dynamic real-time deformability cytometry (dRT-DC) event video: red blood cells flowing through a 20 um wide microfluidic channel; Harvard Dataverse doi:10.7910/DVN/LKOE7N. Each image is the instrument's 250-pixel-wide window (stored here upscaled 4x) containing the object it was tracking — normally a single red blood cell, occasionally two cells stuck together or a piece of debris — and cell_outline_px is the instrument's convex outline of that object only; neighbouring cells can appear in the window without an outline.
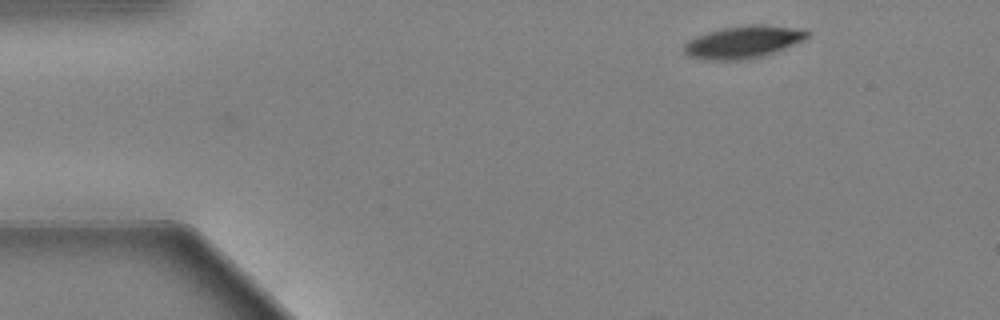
{"species": "Egyptian fruit bat (a non-hibernating species)", "species_latin": "Rousettus aegyptiacus", "temperature_condition": "warm", "stored_images_in_passage": 2, "camera_frame_rate_fps": 3000, "um_per_image_px": 0.085, "animal": {"sex": "female"}, "frame": {"image": 1, "passage_image": 2, "time_ms": 0.333, "image_size_px": [1000, 320], "cell_outline_px": [[808, 36], [804, 40], [764, 56], [740, 60], [708, 60], [688, 56], [684, 52], [684, 44], [688, 40], [696, 36], [720, 28], [752, 24], [764, 24], [804, 28], [808, 32]], "centroid_in_image_um": [63.18, 3.56], "position_along_channel_um": 21.8, "area_um2": 23.41}}